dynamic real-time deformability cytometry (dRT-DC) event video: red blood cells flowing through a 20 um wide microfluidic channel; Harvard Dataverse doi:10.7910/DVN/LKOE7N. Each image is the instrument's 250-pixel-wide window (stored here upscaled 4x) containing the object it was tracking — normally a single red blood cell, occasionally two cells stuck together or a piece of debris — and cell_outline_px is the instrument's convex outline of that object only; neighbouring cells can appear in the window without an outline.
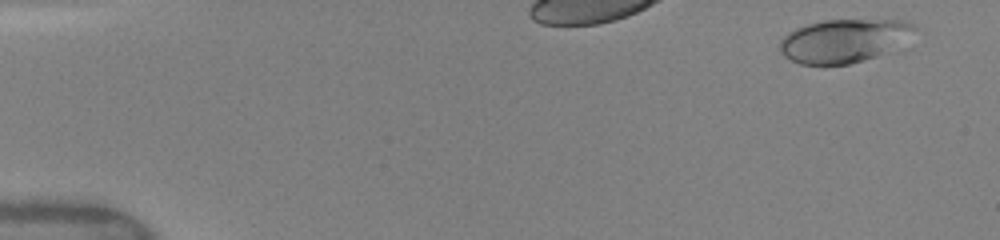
{"species": "human", "species_latin": "Homo sapiens", "temperature_condition": "warm", "stored_images_in_passage": 35, "camera_frame_rate_fps": 3000, "um_per_image_px": 0.085, "donor": {"sex": "female"}, "frame": {"image": 1, "passage_image": 1, "time_ms": 0.0, "image_size_px": [1000, 240], "cell_outline_px": [[924, 32], [876, 56], [864, 60], [848, 64], [824, 68], [800, 64], [784, 56], [780, 52], [780, 40], [788, 32], [796, 28], [808, 24], [824, 20], [908, 20], [920, 28]], "centroid_in_image_um": [71.8, 3.48], "position_along_channel_um": 13.2, "area_um2": 35.14}}
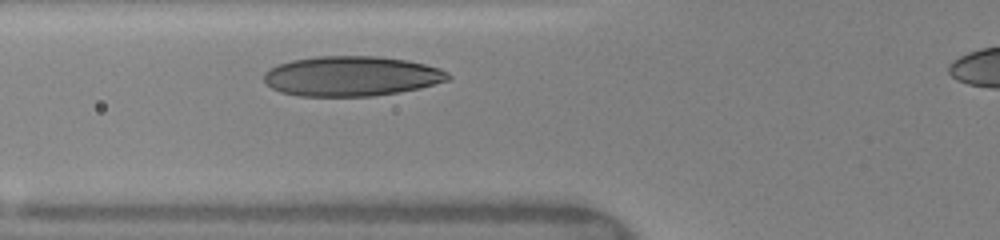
{"frame": {"image": 2, "passage_image": 22, "time_ms": 3.0, "image_size_px": [1000, 240], "cell_outline_px": [[452, 76], [448, 80], [420, 88], [400, 92], [372, 96], [300, 96], [280, 92], [272, 88], [264, 80], [264, 72], [268, 68], [292, 60], [316, 56], [380, 56], [408, 60], [440, 68], [448, 72]], "centroid_in_image_um": [29.88, 6.47], "position_along_channel_um": 95.9, "area_um2": 43.06}}